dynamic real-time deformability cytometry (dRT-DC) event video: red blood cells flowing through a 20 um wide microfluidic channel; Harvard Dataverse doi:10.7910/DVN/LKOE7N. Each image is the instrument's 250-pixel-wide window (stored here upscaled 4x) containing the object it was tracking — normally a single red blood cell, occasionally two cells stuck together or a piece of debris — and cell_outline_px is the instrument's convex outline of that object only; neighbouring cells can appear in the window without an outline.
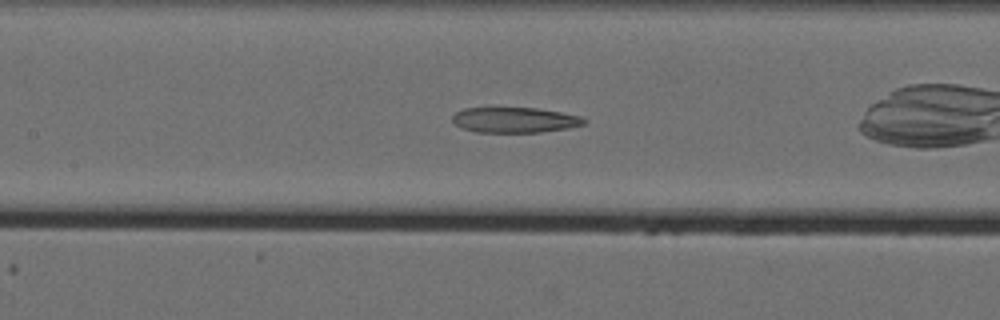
{"species": "Egyptian fruit bat (a non-hibernating species)", "species_latin": "Rousettus aegyptiacus", "temperature_condition": "cold", "stored_images_in_passage": 38, "camera_frame_rate_fps": 3000, "um_per_image_px": 0.085, "animal": {"sex": "female"}, "frame": {"image": 1, "passage_image": 9, "time_ms": 2.667, "image_size_px": [1000, 320], "cell_outline_px": [[588, 120], [584, 124], [568, 128], [540, 132], [476, 132], [460, 128], [452, 120], [452, 116], [456, 112], [464, 108], [536, 108], [560, 112], [580, 116]], "centroid_in_image_um": [43.74, 10.2], "position_along_channel_um": 163.7, "area_um2": 19.42}}
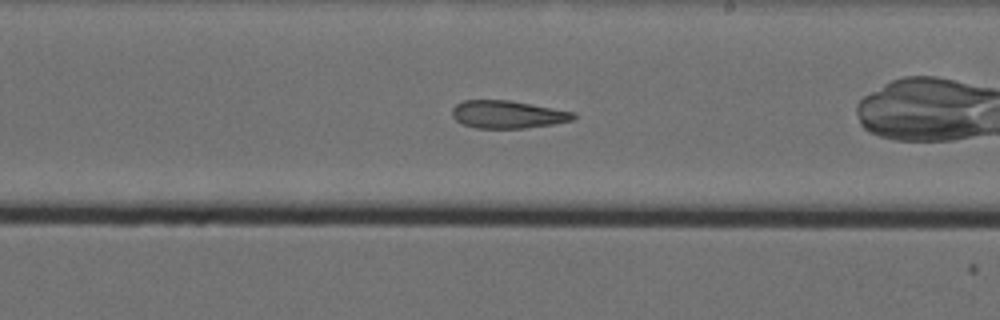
{"frame": {"image": 2, "passage_image": 16, "time_ms": 5.0, "image_size_px": [1000, 320], "cell_outline_px": [[576, 116], [572, 120], [552, 124], [524, 128], [476, 128], [464, 124], [456, 120], [452, 116], [452, 108], [456, 104], [464, 100], [512, 100], [576, 112]], "centroid_in_image_um": [43.16, 9.71], "position_along_channel_um": 245.8, "area_um2": 19.65}}
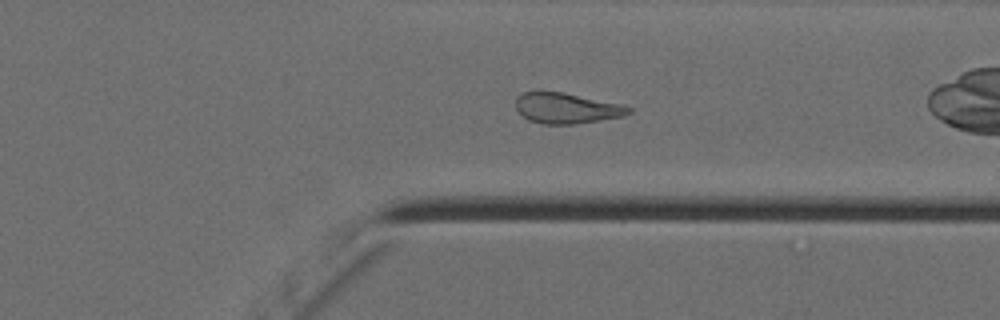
{"frame": {"image": 3, "passage_image": 26, "time_ms": 8.333, "image_size_px": [1000, 320], "cell_outline_px": [[632, 112], [624, 116], [576, 124], [544, 124], [528, 120], [516, 108], [516, 96], [524, 92], [540, 88], [624, 104], [632, 108]], "centroid_in_image_um": [48.14, 9.16], "position_along_channel_um": 363.3, "area_um2": 20.63}, "authors_computed_cell_mechanics": {"area_um2": 20.7502, "velocity_mm_per_s": 3.5402, "shape_relaxation_time_tau1_ms": null, "shape_relaxation_time_tau2_ms": 8.1785, "deformation_change_tau1": null, "deformation_change_tau2": 0.2093}}